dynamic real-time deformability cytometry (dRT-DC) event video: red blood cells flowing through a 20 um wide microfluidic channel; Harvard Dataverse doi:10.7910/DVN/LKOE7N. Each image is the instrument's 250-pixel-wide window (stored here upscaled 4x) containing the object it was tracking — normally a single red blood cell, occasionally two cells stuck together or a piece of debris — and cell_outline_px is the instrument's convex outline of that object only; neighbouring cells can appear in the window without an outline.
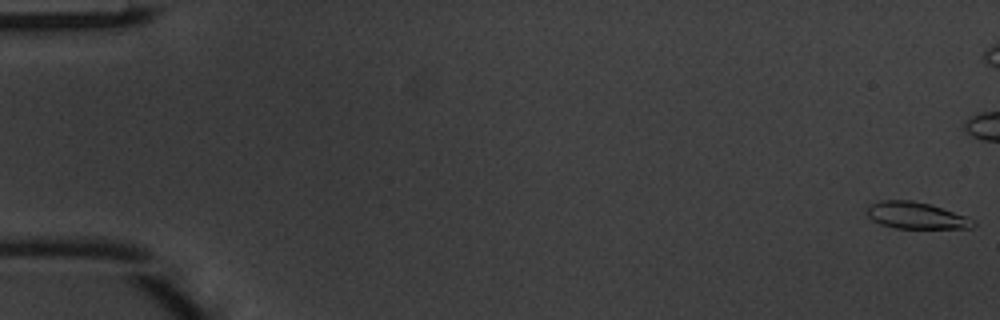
{"species": "common noctule bat (a hibernating species)", "species_latin": "Nyctalus noctula", "temperature_condition": "warm", "stored_images_in_passage": 51, "camera_frame_rate_fps": 3000, "um_per_image_px": 0.085, "animal": {"sex": "male", "body_mass_g": 20.1, "forearm_length_mm": 53.5}, "frame": {"image": 1, "passage_image": 1, "time_ms": 0.0, "image_size_px": [1000, 320], "cell_outline_px": [[976, 224], [972, 228], [896, 228], [880, 224], [872, 220], [868, 216], [868, 208], [872, 204], [880, 200], [912, 200], [928, 204], [964, 216], [972, 220]], "centroid_in_image_um": [77.83, 18.32], "position_along_channel_um": 7.2, "area_um2": 16.13}}
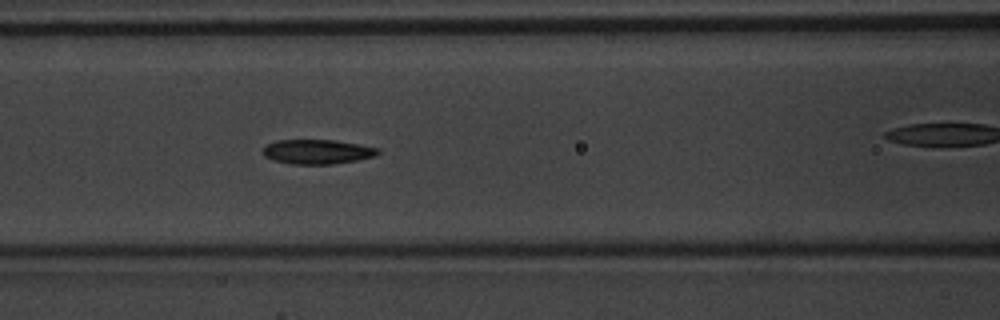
{"frame": {"image": 2, "passage_image": 22, "time_ms": 7.0, "image_size_px": [1000, 320], "cell_outline_px": [[380, 152], [376, 156], [356, 160], [332, 164], [292, 164], [272, 160], [264, 156], [260, 152], [264, 144], [276, 140], [336, 140], [380, 148]], "centroid_in_image_um": [26.92, 12.89], "position_along_channel_um": 139.7, "area_um2": 16.7}}
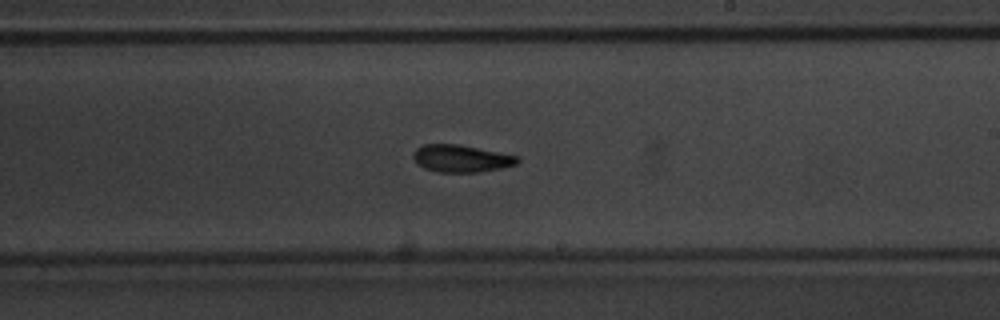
{"frame": {"image": 3, "passage_image": 30, "time_ms": 9.667, "image_size_px": [1000, 320], "cell_outline_px": [[520, 160], [516, 164], [500, 168], [480, 172], [436, 172], [424, 168], [416, 164], [412, 156], [412, 152], [416, 148], [424, 144], [460, 144], [520, 156]], "centroid_in_image_um": [39.18, 13.46], "position_along_channel_um": 249.8, "area_um2": 16.82}, "authors_computed_cell_mechanics": {"area_um2": 16.7042, "velocity_mm_per_s": 4.1373, "shape_relaxation_time_tau1_ms": 4.4892, "shape_relaxation_time_tau2_ms": 3.142, "deformation_change_tau1": 0.1366, "deformation_change_tau2": 0.1012}}